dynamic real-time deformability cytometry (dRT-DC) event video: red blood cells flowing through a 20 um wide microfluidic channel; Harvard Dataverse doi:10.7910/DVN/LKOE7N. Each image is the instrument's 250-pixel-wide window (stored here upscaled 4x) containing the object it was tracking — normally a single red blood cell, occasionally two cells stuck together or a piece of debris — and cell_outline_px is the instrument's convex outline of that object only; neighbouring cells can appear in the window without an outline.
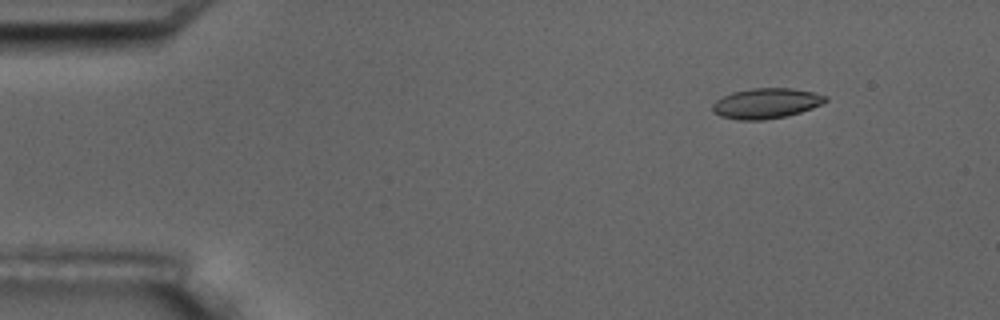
{"species": "common noctule bat (a hibernating species)", "species_latin": "Nyctalus noctula", "temperature_condition": "room temperature", "stored_images_in_passage": 7, "camera_frame_rate_fps": 3000, "um_per_image_px": 0.085, "animal": {"sex": "male", "body_mass_g": 17.5, "forearm_length_mm": 52.3}, "frame": {"image": 1, "passage_image": 3, "time_ms": 2.0, "image_size_px": [1000, 320], "cell_outline_px": [[828, 100], [812, 108], [788, 116], [764, 120], [736, 120], [720, 116], [712, 112], [712, 104], [716, 100], [732, 92], [752, 88], [792, 88], [812, 92], [828, 96]], "centroid_in_image_um": [65.1, 8.79], "position_along_channel_um": 19.9, "area_um2": 20.06}}